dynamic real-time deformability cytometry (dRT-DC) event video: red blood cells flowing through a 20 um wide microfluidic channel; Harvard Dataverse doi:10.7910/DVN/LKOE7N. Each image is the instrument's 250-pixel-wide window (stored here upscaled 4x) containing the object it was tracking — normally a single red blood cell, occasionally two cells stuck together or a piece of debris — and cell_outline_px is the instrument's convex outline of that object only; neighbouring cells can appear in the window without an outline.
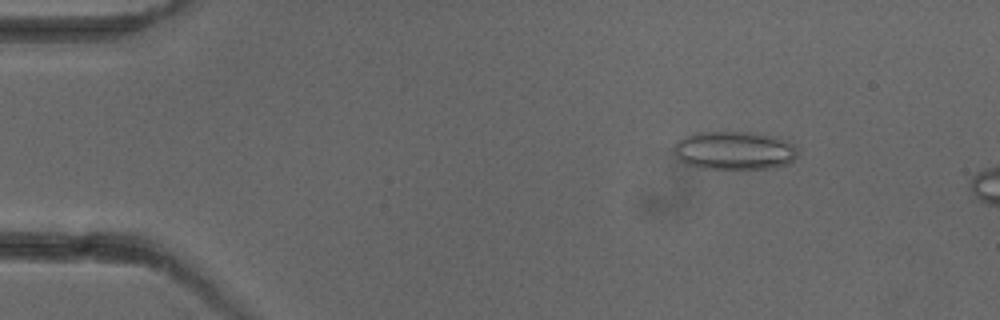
{"species": "common noctule bat (a hibernating species)", "species_latin": "Nyctalus noctula", "temperature_condition": "cold", "stored_images_in_passage": 4, "camera_frame_rate_fps": 3000, "um_per_image_px": 0.085, "animal": {"sex": "female"}, "frame": {"image": 1, "passage_image": 2, "time_ms": 1.333, "image_size_px": [1000, 320], "cell_outline_px": [[796, 156], [788, 164], [768, 168], [700, 168], [688, 164], [680, 160], [676, 156], [676, 140], [684, 136], [696, 132], [752, 132], [776, 136], [788, 140], [796, 148]], "centroid_in_image_um": [62.43, 12.77], "position_along_channel_um": 22.6, "area_um2": 27.57}}